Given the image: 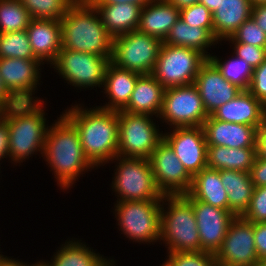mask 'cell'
<instances>
[{"label": "cell", "mask_w": 266, "mask_h": 266, "mask_svg": "<svg viewBox=\"0 0 266 266\" xmlns=\"http://www.w3.org/2000/svg\"><path fill=\"white\" fill-rule=\"evenodd\" d=\"M242 217L253 223L266 222V186L254 187L249 208Z\"/></svg>", "instance_id": "f35d334b"}, {"label": "cell", "mask_w": 266, "mask_h": 266, "mask_svg": "<svg viewBox=\"0 0 266 266\" xmlns=\"http://www.w3.org/2000/svg\"><path fill=\"white\" fill-rule=\"evenodd\" d=\"M250 2L255 5V4H259V3H266V0H250Z\"/></svg>", "instance_id": "11a10c76"}, {"label": "cell", "mask_w": 266, "mask_h": 266, "mask_svg": "<svg viewBox=\"0 0 266 266\" xmlns=\"http://www.w3.org/2000/svg\"><path fill=\"white\" fill-rule=\"evenodd\" d=\"M219 266H258L254 242V223L235 217L221 247L215 254Z\"/></svg>", "instance_id": "4fadbf2b"}, {"label": "cell", "mask_w": 266, "mask_h": 266, "mask_svg": "<svg viewBox=\"0 0 266 266\" xmlns=\"http://www.w3.org/2000/svg\"><path fill=\"white\" fill-rule=\"evenodd\" d=\"M62 49L112 56L113 37L88 0H76L61 18Z\"/></svg>", "instance_id": "277c9868"}, {"label": "cell", "mask_w": 266, "mask_h": 266, "mask_svg": "<svg viewBox=\"0 0 266 266\" xmlns=\"http://www.w3.org/2000/svg\"><path fill=\"white\" fill-rule=\"evenodd\" d=\"M29 266H47V264H46L45 261L43 262V261L40 260L39 262L31 264Z\"/></svg>", "instance_id": "db71d44e"}, {"label": "cell", "mask_w": 266, "mask_h": 266, "mask_svg": "<svg viewBox=\"0 0 266 266\" xmlns=\"http://www.w3.org/2000/svg\"><path fill=\"white\" fill-rule=\"evenodd\" d=\"M163 140L192 177L207 167V142L203 126L174 127L163 134Z\"/></svg>", "instance_id": "9a60e30c"}, {"label": "cell", "mask_w": 266, "mask_h": 266, "mask_svg": "<svg viewBox=\"0 0 266 266\" xmlns=\"http://www.w3.org/2000/svg\"><path fill=\"white\" fill-rule=\"evenodd\" d=\"M187 200L193 207L201 251L216 254L235 216L229 210L217 208L196 199Z\"/></svg>", "instance_id": "e0dca14e"}, {"label": "cell", "mask_w": 266, "mask_h": 266, "mask_svg": "<svg viewBox=\"0 0 266 266\" xmlns=\"http://www.w3.org/2000/svg\"><path fill=\"white\" fill-rule=\"evenodd\" d=\"M258 266H266V258L259 260Z\"/></svg>", "instance_id": "9f6ffc18"}, {"label": "cell", "mask_w": 266, "mask_h": 266, "mask_svg": "<svg viewBox=\"0 0 266 266\" xmlns=\"http://www.w3.org/2000/svg\"><path fill=\"white\" fill-rule=\"evenodd\" d=\"M254 242L258 259L266 258V222L254 223Z\"/></svg>", "instance_id": "b9f144b4"}, {"label": "cell", "mask_w": 266, "mask_h": 266, "mask_svg": "<svg viewBox=\"0 0 266 266\" xmlns=\"http://www.w3.org/2000/svg\"><path fill=\"white\" fill-rule=\"evenodd\" d=\"M207 145L228 148L256 147L257 128L214 119L211 115L203 124Z\"/></svg>", "instance_id": "ffe728a7"}, {"label": "cell", "mask_w": 266, "mask_h": 266, "mask_svg": "<svg viewBox=\"0 0 266 266\" xmlns=\"http://www.w3.org/2000/svg\"><path fill=\"white\" fill-rule=\"evenodd\" d=\"M111 58L97 54L61 49L51 64L68 84L80 88L103 87Z\"/></svg>", "instance_id": "8fae6325"}, {"label": "cell", "mask_w": 266, "mask_h": 266, "mask_svg": "<svg viewBox=\"0 0 266 266\" xmlns=\"http://www.w3.org/2000/svg\"><path fill=\"white\" fill-rule=\"evenodd\" d=\"M251 17L266 34V3L252 5Z\"/></svg>", "instance_id": "f6af8a7d"}, {"label": "cell", "mask_w": 266, "mask_h": 266, "mask_svg": "<svg viewBox=\"0 0 266 266\" xmlns=\"http://www.w3.org/2000/svg\"><path fill=\"white\" fill-rule=\"evenodd\" d=\"M30 13L32 19L61 18L76 0H19Z\"/></svg>", "instance_id": "e575fe53"}, {"label": "cell", "mask_w": 266, "mask_h": 266, "mask_svg": "<svg viewBox=\"0 0 266 266\" xmlns=\"http://www.w3.org/2000/svg\"><path fill=\"white\" fill-rule=\"evenodd\" d=\"M149 160L155 184L163 195H184L190 191L192 176L164 140L154 149Z\"/></svg>", "instance_id": "5bb4252c"}, {"label": "cell", "mask_w": 266, "mask_h": 266, "mask_svg": "<svg viewBox=\"0 0 266 266\" xmlns=\"http://www.w3.org/2000/svg\"><path fill=\"white\" fill-rule=\"evenodd\" d=\"M194 85L198 88L208 115L234 99L242 91L236 85L227 81L209 59L201 65Z\"/></svg>", "instance_id": "ac0fdd59"}, {"label": "cell", "mask_w": 266, "mask_h": 266, "mask_svg": "<svg viewBox=\"0 0 266 266\" xmlns=\"http://www.w3.org/2000/svg\"><path fill=\"white\" fill-rule=\"evenodd\" d=\"M252 5L250 0H220L212 14L215 39L222 42L230 38L251 17Z\"/></svg>", "instance_id": "cb8c5ba5"}, {"label": "cell", "mask_w": 266, "mask_h": 266, "mask_svg": "<svg viewBox=\"0 0 266 266\" xmlns=\"http://www.w3.org/2000/svg\"><path fill=\"white\" fill-rule=\"evenodd\" d=\"M208 117L194 84L165 89L159 118L170 128L203 126Z\"/></svg>", "instance_id": "7c38bea8"}, {"label": "cell", "mask_w": 266, "mask_h": 266, "mask_svg": "<svg viewBox=\"0 0 266 266\" xmlns=\"http://www.w3.org/2000/svg\"><path fill=\"white\" fill-rule=\"evenodd\" d=\"M43 105L44 101H22L2 109L1 116L8 123L11 163H23L37 152L43 155L49 127Z\"/></svg>", "instance_id": "3957f363"}, {"label": "cell", "mask_w": 266, "mask_h": 266, "mask_svg": "<svg viewBox=\"0 0 266 266\" xmlns=\"http://www.w3.org/2000/svg\"><path fill=\"white\" fill-rule=\"evenodd\" d=\"M111 161L118 163L111 184L117 201L162 200L163 194L155 184L149 159L117 155Z\"/></svg>", "instance_id": "52a82bcc"}, {"label": "cell", "mask_w": 266, "mask_h": 266, "mask_svg": "<svg viewBox=\"0 0 266 266\" xmlns=\"http://www.w3.org/2000/svg\"><path fill=\"white\" fill-rule=\"evenodd\" d=\"M163 41L138 30L113 38L110 62L140 75L151 74Z\"/></svg>", "instance_id": "9c48e42d"}, {"label": "cell", "mask_w": 266, "mask_h": 266, "mask_svg": "<svg viewBox=\"0 0 266 266\" xmlns=\"http://www.w3.org/2000/svg\"><path fill=\"white\" fill-rule=\"evenodd\" d=\"M220 178L227 191L229 211L235 217L243 216L249 208L254 190L250 172L220 170Z\"/></svg>", "instance_id": "83f0119b"}, {"label": "cell", "mask_w": 266, "mask_h": 266, "mask_svg": "<svg viewBox=\"0 0 266 266\" xmlns=\"http://www.w3.org/2000/svg\"><path fill=\"white\" fill-rule=\"evenodd\" d=\"M248 91L262 104L266 102V60L254 68Z\"/></svg>", "instance_id": "60d3db41"}, {"label": "cell", "mask_w": 266, "mask_h": 266, "mask_svg": "<svg viewBox=\"0 0 266 266\" xmlns=\"http://www.w3.org/2000/svg\"><path fill=\"white\" fill-rule=\"evenodd\" d=\"M206 60L207 58L195 49L163 43L151 75L165 89L191 85Z\"/></svg>", "instance_id": "30bf717a"}, {"label": "cell", "mask_w": 266, "mask_h": 266, "mask_svg": "<svg viewBox=\"0 0 266 266\" xmlns=\"http://www.w3.org/2000/svg\"><path fill=\"white\" fill-rule=\"evenodd\" d=\"M160 266H173L171 262L167 259L162 265Z\"/></svg>", "instance_id": "6f0895ef"}, {"label": "cell", "mask_w": 266, "mask_h": 266, "mask_svg": "<svg viewBox=\"0 0 266 266\" xmlns=\"http://www.w3.org/2000/svg\"><path fill=\"white\" fill-rule=\"evenodd\" d=\"M250 176L254 187L266 186V159L256 156Z\"/></svg>", "instance_id": "7bdbcfd3"}, {"label": "cell", "mask_w": 266, "mask_h": 266, "mask_svg": "<svg viewBox=\"0 0 266 266\" xmlns=\"http://www.w3.org/2000/svg\"><path fill=\"white\" fill-rule=\"evenodd\" d=\"M161 208L160 241L168 246L167 251L200 252L199 231L191 203L183 195H163Z\"/></svg>", "instance_id": "5b68a950"}, {"label": "cell", "mask_w": 266, "mask_h": 266, "mask_svg": "<svg viewBox=\"0 0 266 266\" xmlns=\"http://www.w3.org/2000/svg\"><path fill=\"white\" fill-rule=\"evenodd\" d=\"M31 20L19 0H0V33L26 30Z\"/></svg>", "instance_id": "d6a6232c"}, {"label": "cell", "mask_w": 266, "mask_h": 266, "mask_svg": "<svg viewBox=\"0 0 266 266\" xmlns=\"http://www.w3.org/2000/svg\"><path fill=\"white\" fill-rule=\"evenodd\" d=\"M0 58L37 59L26 30L0 33Z\"/></svg>", "instance_id": "836d02e7"}, {"label": "cell", "mask_w": 266, "mask_h": 266, "mask_svg": "<svg viewBox=\"0 0 266 266\" xmlns=\"http://www.w3.org/2000/svg\"><path fill=\"white\" fill-rule=\"evenodd\" d=\"M27 262H20L19 260L10 259L9 257L0 254V266H29Z\"/></svg>", "instance_id": "681fc988"}, {"label": "cell", "mask_w": 266, "mask_h": 266, "mask_svg": "<svg viewBox=\"0 0 266 266\" xmlns=\"http://www.w3.org/2000/svg\"><path fill=\"white\" fill-rule=\"evenodd\" d=\"M173 266H219L215 254L208 252H168Z\"/></svg>", "instance_id": "8d00e7d4"}, {"label": "cell", "mask_w": 266, "mask_h": 266, "mask_svg": "<svg viewBox=\"0 0 266 266\" xmlns=\"http://www.w3.org/2000/svg\"><path fill=\"white\" fill-rule=\"evenodd\" d=\"M51 261V262H50ZM47 266H115L113 259H106L79 240L62 244ZM115 263V264H114Z\"/></svg>", "instance_id": "f546056e"}, {"label": "cell", "mask_w": 266, "mask_h": 266, "mask_svg": "<svg viewBox=\"0 0 266 266\" xmlns=\"http://www.w3.org/2000/svg\"><path fill=\"white\" fill-rule=\"evenodd\" d=\"M169 4L174 5L178 10L187 8L193 4L199 3L200 0H166Z\"/></svg>", "instance_id": "f907efd6"}, {"label": "cell", "mask_w": 266, "mask_h": 266, "mask_svg": "<svg viewBox=\"0 0 266 266\" xmlns=\"http://www.w3.org/2000/svg\"><path fill=\"white\" fill-rule=\"evenodd\" d=\"M186 199H196L217 208L229 210L227 191L221 178L220 170L204 168L192 177L190 191L183 195Z\"/></svg>", "instance_id": "484cf974"}, {"label": "cell", "mask_w": 266, "mask_h": 266, "mask_svg": "<svg viewBox=\"0 0 266 266\" xmlns=\"http://www.w3.org/2000/svg\"><path fill=\"white\" fill-rule=\"evenodd\" d=\"M214 119L256 127L263 124V104L248 90H242L232 100L217 108Z\"/></svg>", "instance_id": "44dd1931"}, {"label": "cell", "mask_w": 266, "mask_h": 266, "mask_svg": "<svg viewBox=\"0 0 266 266\" xmlns=\"http://www.w3.org/2000/svg\"><path fill=\"white\" fill-rule=\"evenodd\" d=\"M118 151L123 157L149 159L154 149L163 141L152 115L132 114L118 110ZM158 128V129H157Z\"/></svg>", "instance_id": "ba28073f"}, {"label": "cell", "mask_w": 266, "mask_h": 266, "mask_svg": "<svg viewBox=\"0 0 266 266\" xmlns=\"http://www.w3.org/2000/svg\"><path fill=\"white\" fill-rule=\"evenodd\" d=\"M179 18L180 10L174 5L166 0H152L142 8L137 30L164 41Z\"/></svg>", "instance_id": "603a6c76"}, {"label": "cell", "mask_w": 266, "mask_h": 266, "mask_svg": "<svg viewBox=\"0 0 266 266\" xmlns=\"http://www.w3.org/2000/svg\"><path fill=\"white\" fill-rule=\"evenodd\" d=\"M256 156V147L228 148L207 145V168L250 172Z\"/></svg>", "instance_id": "f1b7e54d"}, {"label": "cell", "mask_w": 266, "mask_h": 266, "mask_svg": "<svg viewBox=\"0 0 266 266\" xmlns=\"http://www.w3.org/2000/svg\"><path fill=\"white\" fill-rule=\"evenodd\" d=\"M208 59L231 84L236 85L241 90L249 89L254 68L244 59L237 57L235 54H232L231 59L228 58L229 60L224 61L215 55H210Z\"/></svg>", "instance_id": "1f68e13d"}, {"label": "cell", "mask_w": 266, "mask_h": 266, "mask_svg": "<svg viewBox=\"0 0 266 266\" xmlns=\"http://www.w3.org/2000/svg\"><path fill=\"white\" fill-rule=\"evenodd\" d=\"M256 151L258 157L266 159V125L264 123L257 129Z\"/></svg>", "instance_id": "7dc6e473"}, {"label": "cell", "mask_w": 266, "mask_h": 266, "mask_svg": "<svg viewBox=\"0 0 266 266\" xmlns=\"http://www.w3.org/2000/svg\"><path fill=\"white\" fill-rule=\"evenodd\" d=\"M225 41H228L229 43L251 44L266 48V34L263 29L256 24L252 17L247 19L236 32Z\"/></svg>", "instance_id": "d590c367"}, {"label": "cell", "mask_w": 266, "mask_h": 266, "mask_svg": "<svg viewBox=\"0 0 266 266\" xmlns=\"http://www.w3.org/2000/svg\"><path fill=\"white\" fill-rule=\"evenodd\" d=\"M18 102L20 101L6 88L2 77L0 76V107L6 109Z\"/></svg>", "instance_id": "bcb514c9"}, {"label": "cell", "mask_w": 266, "mask_h": 266, "mask_svg": "<svg viewBox=\"0 0 266 266\" xmlns=\"http://www.w3.org/2000/svg\"><path fill=\"white\" fill-rule=\"evenodd\" d=\"M93 6L98 10L104 27L113 38L137 30L142 7L131 3Z\"/></svg>", "instance_id": "4316f807"}, {"label": "cell", "mask_w": 266, "mask_h": 266, "mask_svg": "<svg viewBox=\"0 0 266 266\" xmlns=\"http://www.w3.org/2000/svg\"><path fill=\"white\" fill-rule=\"evenodd\" d=\"M41 64L38 59L0 58V76L6 88L20 102L43 101L33 98L40 84Z\"/></svg>", "instance_id": "2e32d148"}, {"label": "cell", "mask_w": 266, "mask_h": 266, "mask_svg": "<svg viewBox=\"0 0 266 266\" xmlns=\"http://www.w3.org/2000/svg\"><path fill=\"white\" fill-rule=\"evenodd\" d=\"M26 32L34 56L42 63L52 64L62 49L60 20L32 19Z\"/></svg>", "instance_id": "d6986e66"}, {"label": "cell", "mask_w": 266, "mask_h": 266, "mask_svg": "<svg viewBox=\"0 0 266 266\" xmlns=\"http://www.w3.org/2000/svg\"><path fill=\"white\" fill-rule=\"evenodd\" d=\"M220 0H200L199 3L205 5L213 14L219 5Z\"/></svg>", "instance_id": "816d5d0a"}, {"label": "cell", "mask_w": 266, "mask_h": 266, "mask_svg": "<svg viewBox=\"0 0 266 266\" xmlns=\"http://www.w3.org/2000/svg\"><path fill=\"white\" fill-rule=\"evenodd\" d=\"M163 43L195 49L208 59L211 54L206 51L207 48L215 46L218 41L206 28L188 25L179 18Z\"/></svg>", "instance_id": "4dcf8cb0"}, {"label": "cell", "mask_w": 266, "mask_h": 266, "mask_svg": "<svg viewBox=\"0 0 266 266\" xmlns=\"http://www.w3.org/2000/svg\"><path fill=\"white\" fill-rule=\"evenodd\" d=\"M71 106L62 114L76 127L86 157L96 168L110 163L118 155V112Z\"/></svg>", "instance_id": "6da1fadb"}, {"label": "cell", "mask_w": 266, "mask_h": 266, "mask_svg": "<svg viewBox=\"0 0 266 266\" xmlns=\"http://www.w3.org/2000/svg\"><path fill=\"white\" fill-rule=\"evenodd\" d=\"M180 18L188 25L206 28L213 35L212 13L202 3H196L181 9Z\"/></svg>", "instance_id": "74e56055"}, {"label": "cell", "mask_w": 266, "mask_h": 266, "mask_svg": "<svg viewBox=\"0 0 266 266\" xmlns=\"http://www.w3.org/2000/svg\"><path fill=\"white\" fill-rule=\"evenodd\" d=\"M234 45L233 54L237 57L244 59L253 68L258 67L266 60V48L254 46L245 43H231Z\"/></svg>", "instance_id": "ab89813d"}, {"label": "cell", "mask_w": 266, "mask_h": 266, "mask_svg": "<svg viewBox=\"0 0 266 266\" xmlns=\"http://www.w3.org/2000/svg\"><path fill=\"white\" fill-rule=\"evenodd\" d=\"M115 218L125 237L133 242H160L162 200L116 201Z\"/></svg>", "instance_id": "8992f818"}, {"label": "cell", "mask_w": 266, "mask_h": 266, "mask_svg": "<svg viewBox=\"0 0 266 266\" xmlns=\"http://www.w3.org/2000/svg\"><path fill=\"white\" fill-rule=\"evenodd\" d=\"M263 123L266 125V102L263 104Z\"/></svg>", "instance_id": "f5cc1de1"}, {"label": "cell", "mask_w": 266, "mask_h": 266, "mask_svg": "<svg viewBox=\"0 0 266 266\" xmlns=\"http://www.w3.org/2000/svg\"><path fill=\"white\" fill-rule=\"evenodd\" d=\"M140 74L119 68L109 63L105 72L104 90L109 102L98 106L105 110H122L129 102Z\"/></svg>", "instance_id": "d4e9b609"}, {"label": "cell", "mask_w": 266, "mask_h": 266, "mask_svg": "<svg viewBox=\"0 0 266 266\" xmlns=\"http://www.w3.org/2000/svg\"><path fill=\"white\" fill-rule=\"evenodd\" d=\"M165 88L151 74L140 75L128 104L122 109L132 114L160 116Z\"/></svg>", "instance_id": "7402d4cb"}, {"label": "cell", "mask_w": 266, "mask_h": 266, "mask_svg": "<svg viewBox=\"0 0 266 266\" xmlns=\"http://www.w3.org/2000/svg\"><path fill=\"white\" fill-rule=\"evenodd\" d=\"M92 5H113L118 3H131L140 7H144L152 0H88Z\"/></svg>", "instance_id": "c3c4849f"}, {"label": "cell", "mask_w": 266, "mask_h": 266, "mask_svg": "<svg viewBox=\"0 0 266 266\" xmlns=\"http://www.w3.org/2000/svg\"><path fill=\"white\" fill-rule=\"evenodd\" d=\"M9 157V131L7 121L0 115V161Z\"/></svg>", "instance_id": "ee69618b"}, {"label": "cell", "mask_w": 266, "mask_h": 266, "mask_svg": "<svg viewBox=\"0 0 266 266\" xmlns=\"http://www.w3.org/2000/svg\"><path fill=\"white\" fill-rule=\"evenodd\" d=\"M41 156L51 167L58 186L66 191L83 172L95 168L82 149L76 127L63 114L48 127Z\"/></svg>", "instance_id": "7a4b0ae2"}]
</instances>
